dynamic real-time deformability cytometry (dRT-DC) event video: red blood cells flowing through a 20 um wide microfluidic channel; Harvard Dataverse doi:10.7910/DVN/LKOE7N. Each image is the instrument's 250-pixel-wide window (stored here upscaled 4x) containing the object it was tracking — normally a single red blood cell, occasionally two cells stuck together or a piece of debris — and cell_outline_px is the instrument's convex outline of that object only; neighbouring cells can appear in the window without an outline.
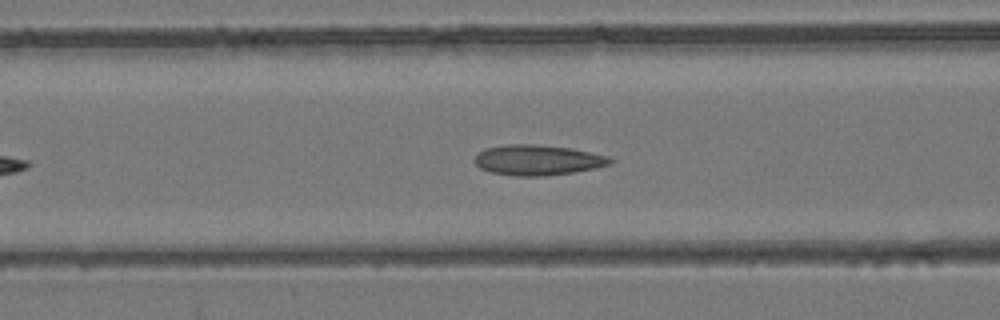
{"species": "common noctule bat (a hibernating species)", "species_latin": "Nyctalus noctula", "temperature_condition": "room temperature", "stored_images_in_passage": 38, "camera_frame_rate_fps": 3000, "um_per_image_px": 0.085, "animal": {"sex": "female", "body_mass_g": 24.6, "forearm_length_mm": 56.2}, "frame": {"image": 1, "passage_image": 11, "time_ms": 3.333, "image_size_px": [1000, 320], "cell_outline_px": [[616, 160], [612, 164], [572, 172], [544, 176], [516, 176], [488, 172], [480, 168], [476, 164], [476, 156], [484, 148], [508, 144], [532, 144], [572, 148], [608, 156]], "centroid_in_image_um": [45.71, 13.6], "position_along_channel_um": 120.9, "area_um2": 23.93}}
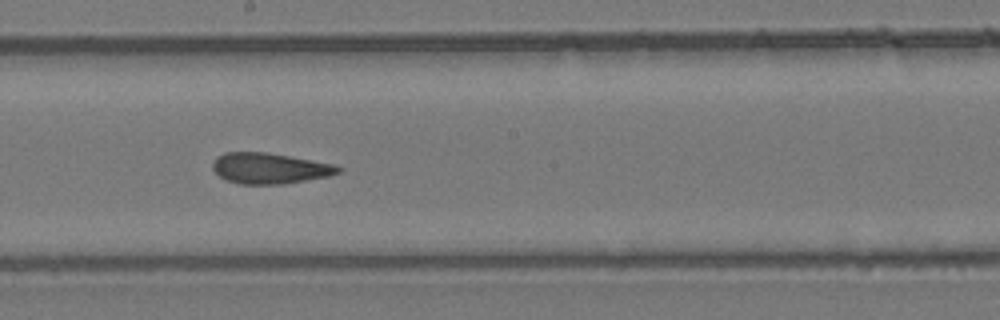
{"frame": {"image": 2, "passage_image": 19, "time_ms": 6.0, "image_size_px": [1000, 320], "cell_outline_px": [[344, 168], [340, 172], [328, 176], [284, 184], [240, 184], [228, 180], [220, 176], [212, 168], [212, 164], [216, 156], [224, 152], [264, 152], [288, 156], [332, 164]], "centroid_in_image_um": [22.9, 14.3], "position_along_channel_um": 225.3, "area_um2": 22.31}}
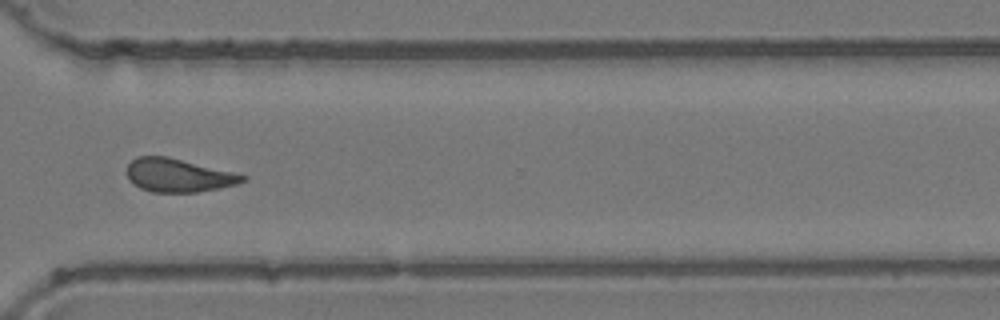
{"frame": {"image": 3, "passage_image": 29, "time_ms": 9.333, "image_size_px": [1000, 320], "cell_outline_px": [[248, 180], [236, 184], [220, 188], [196, 192], [152, 192], [140, 188], [128, 176], [128, 164], [136, 156], [168, 156], [248, 176]], "centroid_in_image_um": [15.19, 14.9], "position_along_channel_um": 355.4, "area_um2": 22.25}, "authors_computed_cell_mechanics": {"area_um2": 22.4553, "velocity_mm_per_s": 3.9178, "shape_relaxation_time_tau1_ms": null, "shape_relaxation_time_tau2_ms": 2.4325, "deformation_change_tau1": null, "deformation_change_tau2": 0.1113}}